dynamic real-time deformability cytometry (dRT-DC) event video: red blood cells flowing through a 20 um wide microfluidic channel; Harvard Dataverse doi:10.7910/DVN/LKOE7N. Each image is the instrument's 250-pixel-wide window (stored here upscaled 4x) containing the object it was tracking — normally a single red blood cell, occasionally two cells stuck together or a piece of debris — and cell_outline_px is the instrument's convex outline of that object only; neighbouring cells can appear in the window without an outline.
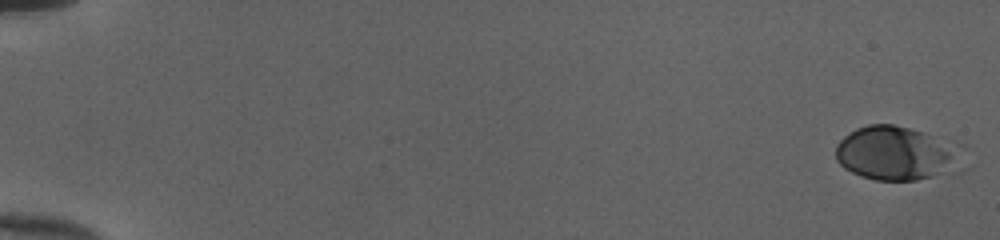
{"species": "human", "species_latin": "Homo sapiens", "temperature_condition": "cold", "stored_images_in_passage": 54, "camera_frame_rate_fps": 3000, "um_per_image_px": 0.085, "donor": {"sex": "female"}, "frame": {"image": 1, "passage_image": 1, "time_ms": 0.0, "image_size_px": [1000, 240], "cell_outline_px": [[968, 168], [960, 172], [916, 180], [876, 180], [860, 176], [844, 168], [836, 160], [836, 144], [844, 136], [856, 128], [868, 124], [892, 124], [924, 132], [964, 144]], "centroid_in_image_um": [76.41, 13.05], "position_along_channel_um": 8.6, "area_um2": 41.79}}
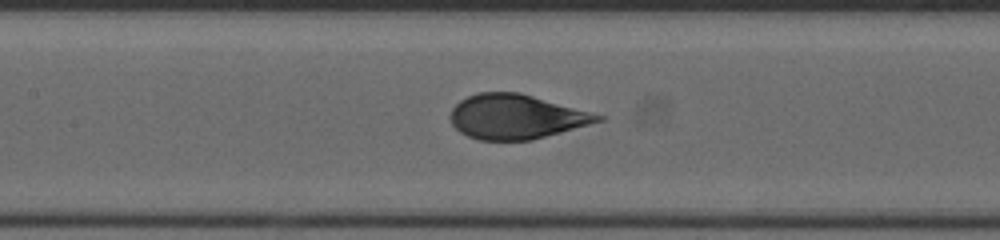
{"frame": {"image": 2, "passage_image": 27, "time_ms": 8.667, "image_size_px": [1000, 240], "cell_outline_px": [[604, 120], [532, 140], [480, 140], [468, 136], [460, 132], [452, 124], [452, 108], [460, 100], [468, 96], [480, 92], [520, 92], [604, 116]], "centroid_in_image_um": [43.86, 9.92], "position_along_channel_um": 163.5, "area_um2": 37.8}}
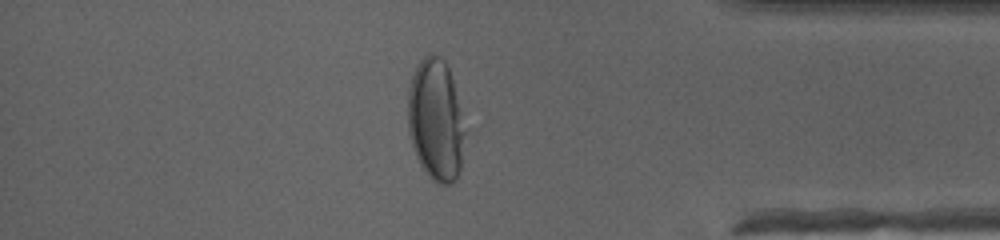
{"frame": {"image": 3, "passage_image": 46, "time_ms": 15.0, "image_size_px": [1000, 240], "cell_outline_px": [[464, 132], [460, 168], [456, 180], [452, 184], [440, 184], [432, 180], [428, 176], [420, 164], [416, 156], [408, 132], [408, 88], [412, 76], [420, 60], [428, 52], [432, 52], [440, 56], [444, 60], [448, 68], [452, 80], [460, 112]], "centroid_in_image_um": [37.0, 10.2], "position_along_channel_um": 398.2, "area_um2": 40.11}}